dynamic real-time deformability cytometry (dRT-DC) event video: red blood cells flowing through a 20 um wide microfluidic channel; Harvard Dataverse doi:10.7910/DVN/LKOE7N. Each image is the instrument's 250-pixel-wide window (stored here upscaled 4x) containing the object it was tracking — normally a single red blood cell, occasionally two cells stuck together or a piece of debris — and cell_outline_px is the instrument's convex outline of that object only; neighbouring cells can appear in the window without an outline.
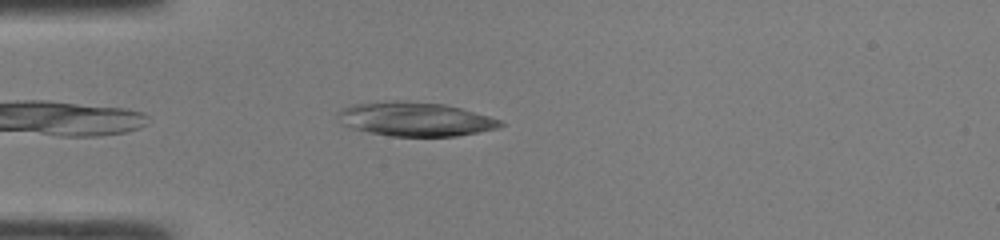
{"species": "common noctule bat (a hibernating species)", "species_latin": "Nyctalus noctula", "temperature_condition": "room temperature", "stored_images_in_passage": 36, "camera_frame_rate_fps": 3000, "um_per_image_px": 0.085, "animal": {"sex": "male", "body_mass_g": 19.0, "forearm_length_mm": 50.8}, "frame": {"image": 1, "passage_image": 2, "time_ms": 0.333, "image_size_px": [1000, 240], "cell_outline_px": [[504, 124], [496, 128], [456, 136], [392, 136], [368, 132], [352, 128], [340, 124], [336, 116], [336, 112], [352, 104], [396, 100], [444, 104], [460, 108], [488, 116], [500, 120]], "centroid_in_image_um": [35.21, 10.12], "position_along_channel_um": 49.8, "area_um2": 32.02}}